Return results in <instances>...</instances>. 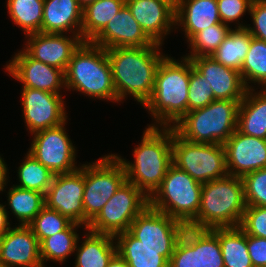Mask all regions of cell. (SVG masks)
Masks as SVG:
<instances>
[{
	"label": "cell",
	"mask_w": 266,
	"mask_h": 267,
	"mask_svg": "<svg viewBox=\"0 0 266 267\" xmlns=\"http://www.w3.org/2000/svg\"><path fill=\"white\" fill-rule=\"evenodd\" d=\"M161 44L147 47H125L106 49L111 66L116 102L131 95L142 106L153 93L155 76L161 61L166 57L160 53Z\"/></svg>",
	"instance_id": "6da1fadb"
},
{
	"label": "cell",
	"mask_w": 266,
	"mask_h": 267,
	"mask_svg": "<svg viewBox=\"0 0 266 267\" xmlns=\"http://www.w3.org/2000/svg\"><path fill=\"white\" fill-rule=\"evenodd\" d=\"M189 79L190 59L176 61L166 56L161 61L153 93L144 105L156 121L148 126L173 127L188 112Z\"/></svg>",
	"instance_id": "7a4b0ae2"
},
{
	"label": "cell",
	"mask_w": 266,
	"mask_h": 267,
	"mask_svg": "<svg viewBox=\"0 0 266 267\" xmlns=\"http://www.w3.org/2000/svg\"><path fill=\"white\" fill-rule=\"evenodd\" d=\"M172 127L148 126L144 130L140 144L134 149L135 161L127 162L116 155L122 162L126 179L134 184L148 198L161 185L172 161Z\"/></svg>",
	"instance_id": "3957f363"
},
{
	"label": "cell",
	"mask_w": 266,
	"mask_h": 267,
	"mask_svg": "<svg viewBox=\"0 0 266 267\" xmlns=\"http://www.w3.org/2000/svg\"><path fill=\"white\" fill-rule=\"evenodd\" d=\"M245 210L242 178L228 174L202 184L200 208L188 226L198 229L238 227Z\"/></svg>",
	"instance_id": "277c9868"
},
{
	"label": "cell",
	"mask_w": 266,
	"mask_h": 267,
	"mask_svg": "<svg viewBox=\"0 0 266 267\" xmlns=\"http://www.w3.org/2000/svg\"><path fill=\"white\" fill-rule=\"evenodd\" d=\"M64 75L66 89L116 102V90L105 48L83 41L72 54Z\"/></svg>",
	"instance_id": "5b68a950"
},
{
	"label": "cell",
	"mask_w": 266,
	"mask_h": 267,
	"mask_svg": "<svg viewBox=\"0 0 266 267\" xmlns=\"http://www.w3.org/2000/svg\"><path fill=\"white\" fill-rule=\"evenodd\" d=\"M240 102L214 100L203 108L187 112L172 128L190 142L224 144L237 129Z\"/></svg>",
	"instance_id": "8992f818"
},
{
	"label": "cell",
	"mask_w": 266,
	"mask_h": 267,
	"mask_svg": "<svg viewBox=\"0 0 266 267\" xmlns=\"http://www.w3.org/2000/svg\"><path fill=\"white\" fill-rule=\"evenodd\" d=\"M201 190L202 183L172 163L149 197V206L188 226L198 214Z\"/></svg>",
	"instance_id": "52a82bcc"
},
{
	"label": "cell",
	"mask_w": 266,
	"mask_h": 267,
	"mask_svg": "<svg viewBox=\"0 0 266 267\" xmlns=\"http://www.w3.org/2000/svg\"><path fill=\"white\" fill-rule=\"evenodd\" d=\"M85 186L83 208L85 228L102 210L103 206L127 180L125 168L115 155H105L100 160L84 164Z\"/></svg>",
	"instance_id": "ba28073f"
},
{
	"label": "cell",
	"mask_w": 266,
	"mask_h": 267,
	"mask_svg": "<svg viewBox=\"0 0 266 267\" xmlns=\"http://www.w3.org/2000/svg\"><path fill=\"white\" fill-rule=\"evenodd\" d=\"M172 161L202 184L228 175L223 144L190 142L180 137L174 129Z\"/></svg>",
	"instance_id": "9c48e42d"
},
{
	"label": "cell",
	"mask_w": 266,
	"mask_h": 267,
	"mask_svg": "<svg viewBox=\"0 0 266 267\" xmlns=\"http://www.w3.org/2000/svg\"><path fill=\"white\" fill-rule=\"evenodd\" d=\"M149 205V198L127 180L89 223L86 230L116 236L128 231L134 219Z\"/></svg>",
	"instance_id": "30bf717a"
},
{
	"label": "cell",
	"mask_w": 266,
	"mask_h": 267,
	"mask_svg": "<svg viewBox=\"0 0 266 267\" xmlns=\"http://www.w3.org/2000/svg\"><path fill=\"white\" fill-rule=\"evenodd\" d=\"M168 267H225L217 228L198 229L187 226Z\"/></svg>",
	"instance_id": "8fae6325"
},
{
	"label": "cell",
	"mask_w": 266,
	"mask_h": 267,
	"mask_svg": "<svg viewBox=\"0 0 266 267\" xmlns=\"http://www.w3.org/2000/svg\"><path fill=\"white\" fill-rule=\"evenodd\" d=\"M65 124L35 132L28 151L54 175L77 170L76 150L66 133Z\"/></svg>",
	"instance_id": "7c38bea8"
},
{
	"label": "cell",
	"mask_w": 266,
	"mask_h": 267,
	"mask_svg": "<svg viewBox=\"0 0 266 267\" xmlns=\"http://www.w3.org/2000/svg\"><path fill=\"white\" fill-rule=\"evenodd\" d=\"M84 164L70 173L56 174L45 194V206L85 227Z\"/></svg>",
	"instance_id": "4fadbf2b"
},
{
	"label": "cell",
	"mask_w": 266,
	"mask_h": 267,
	"mask_svg": "<svg viewBox=\"0 0 266 267\" xmlns=\"http://www.w3.org/2000/svg\"><path fill=\"white\" fill-rule=\"evenodd\" d=\"M186 227L148 205L131 223L128 232L150 248H175Z\"/></svg>",
	"instance_id": "5bb4252c"
},
{
	"label": "cell",
	"mask_w": 266,
	"mask_h": 267,
	"mask_svg": "<svg viewBox=\"0 0 266 267\" xmlns=\"http://www.w3.org/2000/svg\"><path fill=\"white\" fill-rule=\"evenodd\" d=\"M24 120L30 133L57 127L66 122V111L61 94L22 87Z\"/></svg>",
	"instance_id": "9a60e30c"
},
{
	"label": "cell",
	"mask_w": 266,
	"mask_h": 267,
	"mask_svg": "<svg viewBox=\"0 0 266 267\" xmlns=\"http://www.w3.org/2000/svg\"><path fill=\"white\" fill-rule=\"evenodd\" d=\"M6 71L22 82L23 87L60 94L65 87L64 72L31 58L23 49L6 65Z\"/></svg>",
	"instance_id": "2e32d148"
},
{
	"label": "cell",
	"mask_w": 266,
	"mask_h": 267,
	"mask_svg": "<svg viewBox=\"0 0 266 267\" xmlns=\"http://www.w3.org/2000/svg\"><path fill=\"white\" fill-rule=\"evenodd\" d=\"M223 145L229 175L242 178L266 168V140L245 135L236 129Z\"/></svg>",
	"instance_id": "e0dca14e"
},
{
	"label": "cell",
	"mask_w": 266,
	"mask_h": 267,
	"mask_svg": "<svg viewBox=\"0 0 266 267\" xmlns=\"http://www.w3.org/2000/svg\"><path fill=\"white\" fill-rule=\"evenodd\" d=\"M28 36L24 51L33 59L56 67L64 73L72 54L83 40L78 35L67 37L58 33H32Z\"/></svg>",
	"instance_id": "ac0fdd59"
},
{
	"label": "cell",
	"mask_w": 266,
	"mask_h": 267,
	"mask_svg": "<svg viewBox=\"0 0 266 267\" xmlns=\"http://www.w3.org/2000/svg\"><path fill=\"white\" fill-rule=\"evenodd\" d=\"M91 43L105 49L147 47L154 44L132 16L126 4L109 20Z\"/></svg>",
	"instance_id": "d6986e66"
},
{
	"label": "cell",
	"mask_w": 266,
	"mask_h": 267,
	"mask_svg": "<svg viewBox=\"0 0 266 267\" xmlns=\"http://www.w3.org/2000/svg\"><path fill=\"white\" fill-rule=\"evenodd\" d=\"M188 59H190L193 67L211 84L215 100H243L247 87L239 71L222 65L212 56Z\"/></svg>",
	"instance_id": "ffe728a7"
},
{
	"label": "cell",
	"mask_w": 266,
	"mask_h": 267,
	"mask_svg": "<svg viewBox=\"0 0 266 267\" xmlns=\"http://www.w3.org/2000/svg\"><path fill=\"white\" fill-rule=\"evenodd\" d=\"M125 4L146 35L162 45L176 24V8L165 0H126Z\"/></svg>",
	"instance_id": "44dd1931"
},
{
	"label": "cell",
	"mask_w": 266,
	"mask_h": 267,
	"mask_svg": "<svg viewBox=\"0 0 266 267\" xmlns=\"http://www.w3.org/2000/svg\"><path fill=\"white\" fill-rule=\"evenodd\" d=\"M0 262L6 267L41 264L40 242L28 225L10 228L0 238Z\"/></svg>",
	"instance_id": "7402d4cb"
},
{
	"label": "cell",
	"mask_w": 266,
	"mask_h": 267,
	"mask_svg": "<svg viewBox=\"0 0 266 267\" xmlns=\"http://www.w3.org/2000/svg\"><path fill=\"white\" fill-rule=\"evenodd\" d=\"M83 8L78 0H44L41 33H73L81 38ZM76 32H75V31Z\"/></svg>",
	"instance_id": "603a6c76"
},
{
	"label": "cell",
	"mask_w": 266,
	"mask_h": 267,
	"mask_svg": "<svg viewBox=\"0 0 266 267\" xmlns=\"http://www.w3.org/2000/svg\"><path fill=\"white\" fill-rule=\"evenodd\" d=\"M175 23L184 27L189 42L206 27L221 23L217 0H181L176 7Z\"/></svg>",
	"instance_id": "cb8c5ba5"
},
{
	"label": "cell",
	"mask_w": 266,
	"mask_h": 267,
	"mask_svg": "<svg viewBox=\"0 0 266 267\" xmlns=\"http://www.w3.org/2000/svg\"><path fill=\"white\" fill-rule=\"evenodd\" d=\"M117 240V241H116ZM117 253L129 267H168L175 248H150L128 231L115 236Z\"/></svg>",
	"instance_id": "d4e9b609"
},
{
	"label": "cell",
	"mask_w": 266,
	"mask_h": 267,
	"mask_svg": "<svg viewBox=\"0 0 266 267\" xmlns=\"http://www.w3.org/2000/svg\"><path fill=\"white\" fill-rule=\"evenodd\" d=\"M237 129L249 136L266 140V89H247L238 108Z\"/></svg>",
	"instance_id": "484cf974"
},
{
	"label": "cell",
	"mask_w": 266,
	"mask_h": 267,
	"mask_svg": "<svg viewBox=\"0 0 266 267\" xmlns=\"http://www.w3.org/2000/svg\"><path fill=\"white\" fill-rule=\"evenodd\" d=\"M81 246H76L75 267H107L108 262L117 253L115 237L87 230Z\"/></svg>",
	"instance_id": "4316f807"
},
{
	"label": "cell",
	"mask_w": 266,
	"mask_h": 267,
	"mask_svg": "<svg viewBox=\"0 0 266 267\" xmlns=\"http://www.w3.org/2000/svg\"><path fill=\"white\" fill-rule=\"evenodd\" d=\"M126 0H96L83 8L81 39L91 42L123 7Z\"/></svg>",
	"instance_id": "83f0119b"
},
{
	"label": "cell",
	"mask_w": 266,
	"mask_h": 267,
	"mask_svg": "<svg viewBox=\"0 0 266 267\" xmlns=\"http://www.w3.org/2000/svg\"><path fill=\"white\" fill-rule=\"evenodd\" d=\"M225 267H253L247 248V234L238 227L217 228Z\"/></svg>",
	"instance_id": "f1b7e54d"
},
{
	"label": "cell",
	"mask_w": 266,
	"mask_h": 267,
	"mask_svg": "<svg viewBox=\"0 0 266 267\" xmlns=\"http://www.w3.org/2000/svg\"><path fill=\"white\" fill-rule=\"evenodd\" d=\"M252 37L246 28L231 29L211 56L222 65L240 72Z\"/></svg>",
	"instance_id": "f546056e"
},
{
	"label": "cell",
	"mask_w": 266,
	"mask_h": 267,
	"mask_svg": "<svg viewBox=\"0 0 266 267\" xmlns=\"http://www.w3.org/2000/svg\"><path fill=\"white\" fill-rule=\"evenodd\" d=\"M10 211L19 220V225H28L45 207V194L15 185L8 190Z\"/></svg>",
	"instance_id": "4dcf8cb0"
},
{
	"label": "cell",
	"mask_w": 266,
	"mask_h": 267,
	"mask_svg": "<svg viewBox=\"0 0 266 267\" xmlns=\"http://www.w3.org/2000/svg\"><path fill=\"white\" fill-rule=\"evenodd\" d=\"M80 226L83 225L73 222L66 230L45 238L40 243L41 262L44 264L47 260L59 263L66 261L65 259L75 252L80 239L75 229Z\"/></svg>",
	"instance_id": "1f68e13d"
},
{
	"label": "cell",
	"mask_w": 266,
	"mask_h": 267,
	"mask_svg": "<svg viewBox=\"0 0 266 267\" xmlns=\"http://www.w3.org/2000/svg\"><path fill=\"white\" fill-rule=\"evenodd\" d=\"M44 0H7L8 13L13 20L29 35L41 31Z\"/></svg>",
	"instance_id": "d6a6232c"
},
{
	"label": "cell",
	"mask_w": 266,
	"mask_h": 267,
	"mask_svg": "<svg viewBox=\"0 0 266 267\" xmlns=\"http://www.w3.org/2000/svg\"><path fill=\"white\" fill-rule=\"evenodd\" d=\"M240 74L247 89L253 88L249 85L251 82L254 84L257 82L266 89V41L251 38Z\"/></svg>",
	"instance_id": "836d02e7"
},
{
	"label": "cell",
	"mask_w": 266,
	"mask_h": 267,
	"mask_svg": "<svg viewBox=\"0 0 266 267\" xmlns=\"http://www.w3.org/2000/svg\"><path fill=\"white\" fill-rule=\"evenodd\" d=\"M19 188L39 191L46 194L52 183L54 174L27 153L24 162L18 169Z\"/></svg>",
	"instance_id": "e575fe53"
},
{
	"label": "cell",
	"mask_w": 266,
	"mask_h": 267,
	"mask_svg": "<svg viewBox=\"0 0 266 267\" xmlns=\"http://www.w3.org/2000/svg\"><path fill=\"white\" fill-rule=\"evenodd\" d=\"M232 28L229 25L218 23L198 32L190 41L191 52L185 58L211 56L226 38Z\"/></svg>",
	"instance_id": "d590c367"
},
{
	"label": "cell",
	"mask_w": 266,
	"mask_h": 267,
	"mask_svg": "<svg viewBox=\"0 0 266 267\" xmlns=\"http://www.w3.org/2000/svg\"><path fill=\"white\" fill-rule=\"evenodd\" d=\"M72 223L68 217L45 206L28 226L41 243L45 238L66 230Z\"/></svg>",
	"instance_id": "8d00e7d4"
},
{
	"label": "cell",
	"mask_w": 266,
	"mask_h": 267,
	"mask_svg": "<svg viewBox=\"0 0 266 267\" xmlns=\"http://www.w3.org/2000/svg\"><path fill=\"white\" fill-rule=\"evenodd\" d=\"M215 100L211 84L201 75L190 61V79L188 90V112L203 108Z\"/></svg>",
	"instance_id": "74e56055"
},
{
	"label": "cell",
	"mask_w": 266,
	"mask_h": 267,
	"mask_svg": "<svg viewBox=\"0 0 266 267\" xmlns=\"http://www.w3.org/2000/svg\"><path fill=\"white\" fill-rule=\"evenodd\" d=\"M246 206L266 207V168L242 177Z\"/></svg>",
	"instance_id": "f35d334b"
},
{
	"label": "cell",
	"mask_w": 266,
	"mask_h": 267,
	"mask_svg": "<svg viewBox=\"0 0 266 267\" xmlns=\"http://www.w3.org/2000/svg\"><path fill=\"white\" fill-rule=\"evenodd\" d=\"M239 227L247 235L266 238V207L246 206Z\"/></svg>",
	"instance_id": "ab89813d"
},
{
	"label": "cell",
	"mask_w": 266,
	"mask_h": 267,
	"mask_svg": "<svg viewBox=\"0 0 266 267\" xmlns=\"http://www.w3.org/2000/svg\"><path fill=\"white\" fill-rule=\"evenodd\" d=\"M249 13L254 26L238 24L236 28H246L254 38L266 41V0H253Z\"/></svg>",
	"instance_id": "60d3db41"
},
{
	"label": "cell",
	"mask_w": 266,
	"mask_h": 267,
	"mask_svg": "<svg viewBox=\"0 0 266 267\" xmlns=\"http://www.w3.org/2000/svg\"><path fill=\"white\" fill-rule=\"evenodd\" d=\"M253 0H217L220 20L223 24L239 22V18L250 10Z\"/></svg>",
	"instance_id": "b9f144b4"
},
{
	"label": "cell",
	"mask_w": 266,
	"mask_h": 267,
	"mask_svg": "<svg viewBox=\"0 0 266 267\" xmlns=\"http://www.w3.org/2000/svg\"><path fill=\"white\" fill-rule=\"evenodd\" d=\"M247 248L253 267H266V238L247 235Z\"/></svg>",
	"instance_id": "7bdbcfd3"
},
{
	"label": "cell",
	"mask_w": 266,
	"mask_h": 267,
	"mask_svg": "<svg viewBox=\"0 0 266 267\" xmlns=\"http://www.w3.org/2000/svg\"><path fill=\"white\" fill-rule=\"evenodd\" d=\"M6 205L0 204V238L11 228Z\"/></svg>",
	"instance_id": "ee69618b"
},
{
	"label": "cell",
	"mask_w": 266,
	"mask_h": 267,
	"mask_svg": "<svg viewBox=\"0 0 266 267\" xmlns=\"http://www.w3.org/2000/svg\"><path fill=\"white\" fill-rule=\"evenodd\" d=\"M7 171H8V168L4 160L0 156V191H3L4 187L6 186V183L8 180V177H6L8 173Z\"/></svg>",
	"instance_id": "f6af8a7d"
},
{
	"label": "cell",
	"mask_w": 266,
	"mask_h": 267,
	"mask_svg": "<svg viewBox=\"0 0 266 267\" xmlns=\"http://www.w3.org/2000/svg\"><path fill=\"white\" fill-rule=\"evenodd\" d=\"M107 267H129L128 263L116 253L112 259L108 262Z\"/></svg>",
	"instance_id": "bcb514c9"
},
{
	"label": "cell",
	"mask_w": 266,
	"mask_h": 267,
	"mask_svg": "<svg viewBox=\"0 0 266 267\" xmlns=\"http://www.w3.org/2000/svg\"><path fill=\"white\" fill-rule=\"evenodd\" d=\"M96 0H78V3L82 8H85L88 4L94 3Z\"/></svg>",
	"instance_id": "7dc6e473"
},
{
	"label": "cell",
	"mask_w": 266,
	"mask_h": 267,
	"mask_svg": "<svg viewBox=\"0 0 266 267\" xmlns=\"http://www.w3.org/2000/svg\"><path fill=\"white\" fill-rule=\"evenodd\" d=\"M165 1H167L176 8L181 0H165Z\"/></svg>",
	"instance_id": "c3c4849f"
},
{
	"label": "cell",
	"mask_w": 266,
	"mask_h": 267,
	"mask_svg": "<svg viewBox=\"0 0 266 267\" xmlns=\"http://www.w3.org/2000/svg\"><path fill=\"white\" fill-rule=\"evenodd\" d=\"M32 267H45V264L41 263V264H38V265L32 266Z\"/></svg>",
	"instance_id": "681fc988"
},
{
	"label": "cell",
	"mask_w": 266,
	"mask_h": 267,
	"mask_svg": "<svg viewBox=\"0 0 266 267\" xmlns=\"http://www.w3.org/2000/svg\"><path fill=\"white\" fill-rule=\"evenodd\" d=\"M0 267H6V266H4V265L0 262Z\"/></svg>",
	"instance_id": "f907efd6"
}]
</instances>
